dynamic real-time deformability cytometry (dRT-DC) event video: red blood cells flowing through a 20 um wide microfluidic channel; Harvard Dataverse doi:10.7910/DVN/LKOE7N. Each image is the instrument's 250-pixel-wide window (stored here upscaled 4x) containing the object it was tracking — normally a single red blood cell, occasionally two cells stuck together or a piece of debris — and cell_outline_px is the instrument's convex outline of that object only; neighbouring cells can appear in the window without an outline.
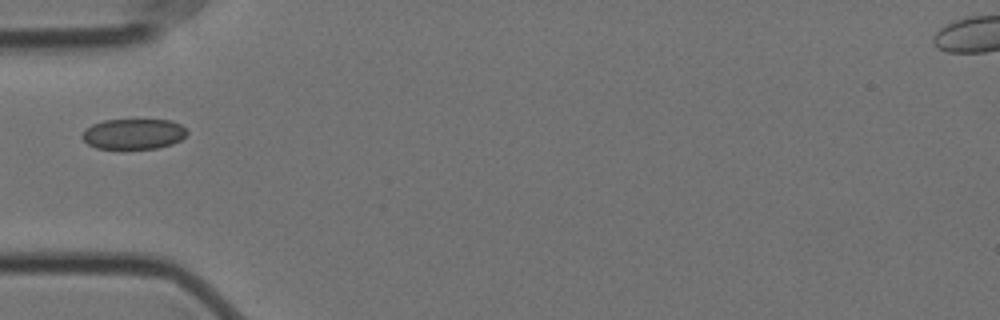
{"species": "Egyptian fruit bat (a non-hibernating species)", "species_latin": "Rousettus aegyptiacus", "temperature_condition": "cold", "stored_images_in_passage": 30, "camera_frame_rate_fps": 3000, "um_per_image_px": 0.085, "animal": {"sex": "female"}, "frame": {"image": 1, "passage_image": 1, "time_ms": 0.0, "image_size_px": [1000, 320], "cell_outline_px": [[188, 132], [180, 140], [172, 144], [156, 148], [96, 148], [88, 144], [80, 136], [92, 124], [104, 120], [172, 120], [180, 124]], "centroid_in_image_um": [11.35, 11.38], "position_along_channel_um": 73.6, "area_um2": 18.38}}
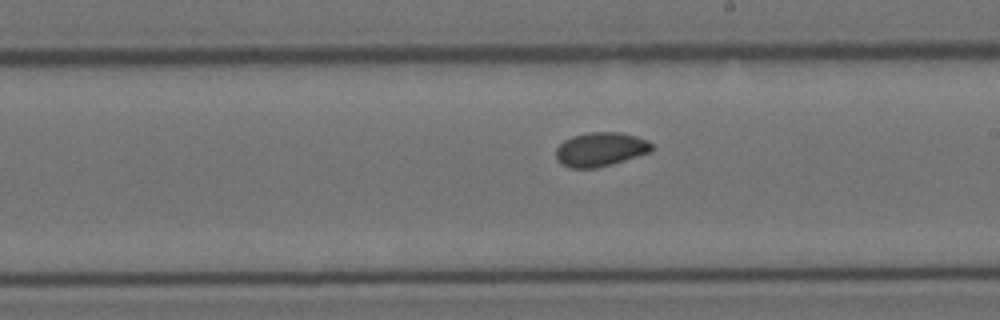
{"frame": {"image": 2, "passage_image": 15, "time_ms": 4.667, "image_size_px": [1000, 320], "cell_outline_px": [[652, 148], [648, 152], [612, 164], [596, 168], [568, 168], [560, 164], [556, 160], [556, 148], [564, 140], [572, 136], [588, 132], [620, 132], [636, 136], [648, 140], [652, 144]], "centroid_in_image_um": [50.99, 12.69], "position_along_channel_um": 238.0, "area_um2": 19.02}}
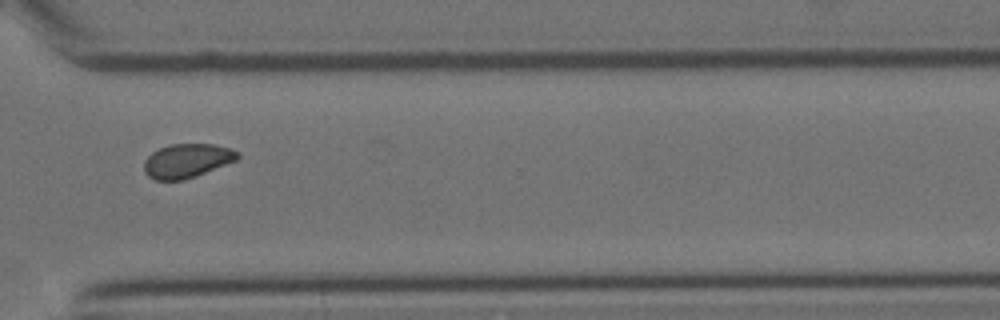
{"frame": {"image": 3, "passage_image": 25, "time_ms": 8.0, "image_size_px": [1000, 320], "cell_outline_px": [[240, 156], [236, 160], [196, 176], [184, 180], [156, 180], [148, 176], [144, 172], [144, 160], [152, 152], [168, 144], [212, 144], [228, 148], [240, 152]], "centroid_in_image_um": [15.87, 13.66], "position_along_channel_um": 354.7, "area_um2": 18.5}}